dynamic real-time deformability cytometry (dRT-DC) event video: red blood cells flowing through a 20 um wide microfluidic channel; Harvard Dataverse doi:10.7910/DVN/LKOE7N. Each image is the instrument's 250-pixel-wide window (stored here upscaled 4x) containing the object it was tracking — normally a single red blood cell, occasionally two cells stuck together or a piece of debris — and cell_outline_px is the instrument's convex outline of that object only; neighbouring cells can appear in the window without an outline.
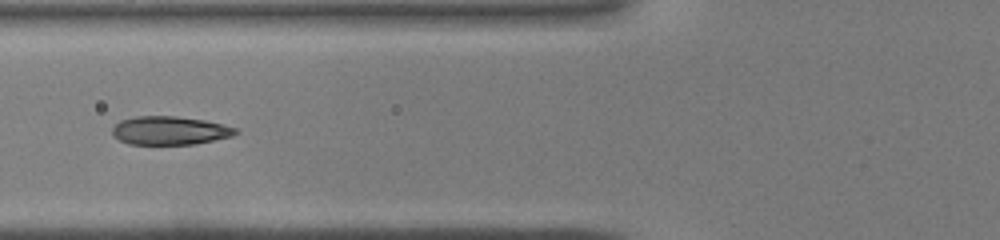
{"species": "common noctule bat (a hibernating species)", "species_latin": "Nyctalus noctula", "temperature_condition": "warm", "stored_images_in_passage": 22, "camera_frame_rate_fps": 3000, "um_per_image_px": 0.085, "animal": {"sex": "male", "body_mass_g": 19.0, "forearm_length_mm": 50.8}, "frame": {"image": 1, "passage_image": 7, "time_ms": 2.0, "image_size_px": [1000, 240], "cell_outline_px": [[240, 132], [232, 136], [192, 144], [128, 144], [120, 140], [112, 132], [112, 128], [120, 120], [136, 116], [176, 116], [204, 120], [236, 128]], "centroid_in_image_um": [14.42, 11.09], "position_along_channel_um": 111.4, "area_um2": 20.23}}